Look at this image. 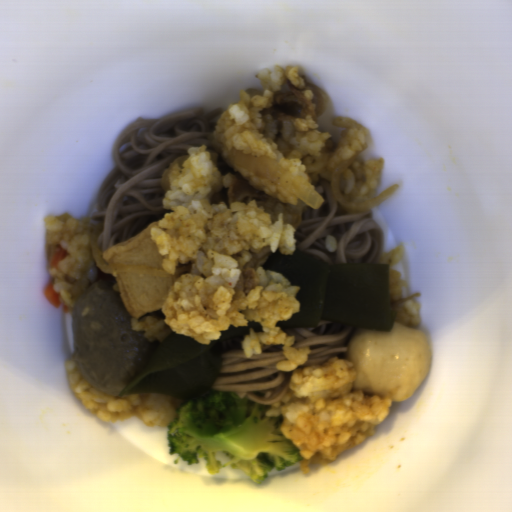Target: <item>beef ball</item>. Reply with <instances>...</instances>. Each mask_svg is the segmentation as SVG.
Segmentation results:
<instances>
[{
	"instance_id": "obj_1",
	"label": "beef ball",
	"mask_w": 512,
	"mask_h": 512,
	"mask_svg": "<svg viewBox=\"0 0 512 512\" xmlns=\"http://www.w3.org/2000/svg\"><path fill=\"white\" fill-rule=\"evenodd\" d=\"M115 281L96 279L69 307L73 360L92 385L112 398L137 377L157 342L132 328Z\"/></svg>"
}]
</instances>
